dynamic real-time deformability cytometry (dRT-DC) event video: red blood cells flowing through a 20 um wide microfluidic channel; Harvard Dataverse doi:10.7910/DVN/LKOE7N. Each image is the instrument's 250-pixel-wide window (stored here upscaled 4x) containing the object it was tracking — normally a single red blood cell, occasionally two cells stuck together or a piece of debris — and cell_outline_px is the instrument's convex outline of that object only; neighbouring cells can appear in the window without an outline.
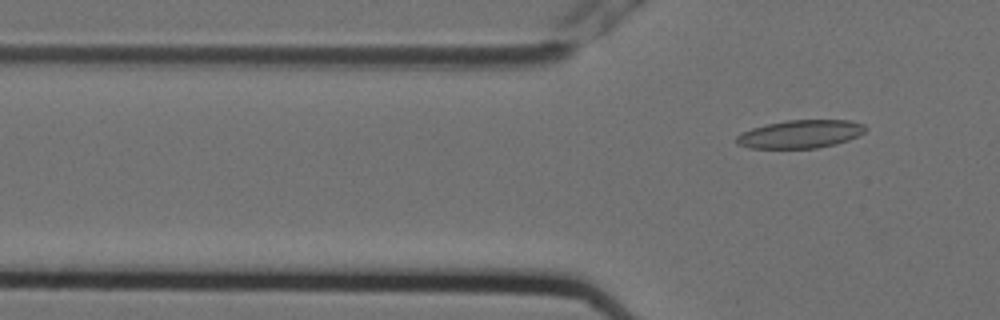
{"species": "Egyptian fruit bat (a non-hibernating species)", "species_latin": "Rousettus aegyptiacus", "temperature_condition": "cold", "stored_images_in_passage": 3, "camera_frame_rate_fps": 3000, "um_per_image_px": 0.085, "animal": {"sex": "female"}, "frame": {"image": 1, "passage_image": 3, "time_ms": 0.667, "image_size_px": [1000, 320], "cell_outline_px": [[868, 128], [864, 132], [848, 140], [836, 144], [816, 148], [748, 148], [736, 144], [736, 136], [752, 128], [768, 124], [788, 120], [848, 120], [864, 124]], "centroid_in_image_um": [68.04, 11.4], "position_along_channel_um": 57.8, "area_um2": 21.04}}